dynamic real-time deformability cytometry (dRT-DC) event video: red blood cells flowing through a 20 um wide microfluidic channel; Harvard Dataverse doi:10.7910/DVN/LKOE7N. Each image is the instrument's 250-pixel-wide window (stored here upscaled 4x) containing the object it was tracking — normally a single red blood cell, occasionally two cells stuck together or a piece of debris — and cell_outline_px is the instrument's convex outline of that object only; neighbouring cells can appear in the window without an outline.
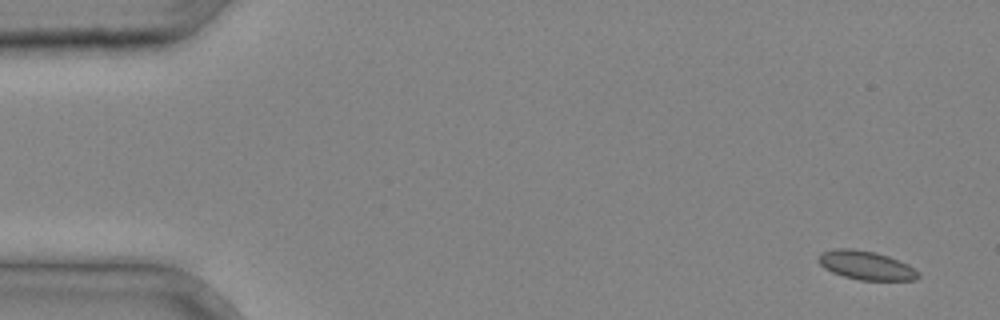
{"species": "common noctule bat (a hibernating species)", "species_latin": "Nyctalus noctula", "temperature_condition": "cold", "stored_images_in_passage": 36, "camera_frame_rate_fps": 3000, "um_per_image_px": 0.085, "animal": {"sex": "male", "body_mass_g": 20.4}, "frame": {"image": 1, "passage_image": 1, "time_ms": 0.0, "image_size_px": [1000, 320], "cell_outline_px": [[920, 276], [916, 280], [860, 280], [844, 276], [832, 272], [824, 268], [816, 260], [820, 252], [832, 248], [852, 248], [876, 252], [888, 256], [908, 264], [920, 272]], "centroid_in_image_um": [73.59, 22.54], "position_along_channel_um": 11.4, "area_um2": 16.99}}
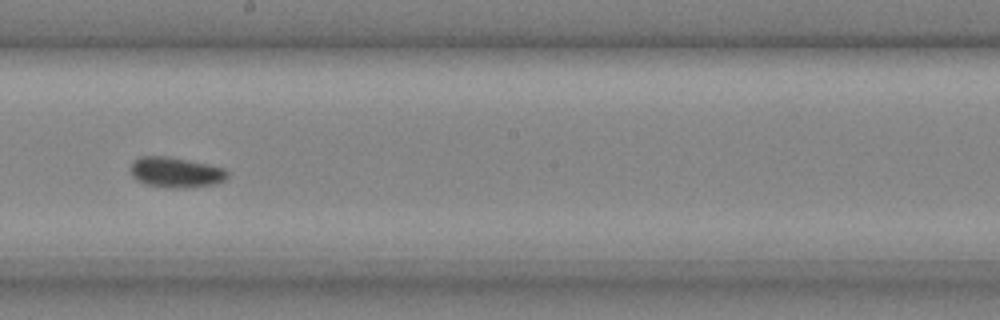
{"frame": {"image": 2, "passage_image": 21, "time_ms": 6.667, "image_size_px": [1000, 320], "cell_outline_px": [[228, 176], [224, 180], [216, 184], [184, 188], [172, 188], [148, 184], [136, 180], [132, 176], [128, 168], [132, 160], [140, 156], [168, 156], [208, 164], [224, 168], [228, 172]], "centroid_in_image_um": [14.9, 14.64], "position_along_channel_um": 233.3, "area_um2": 17.34}}
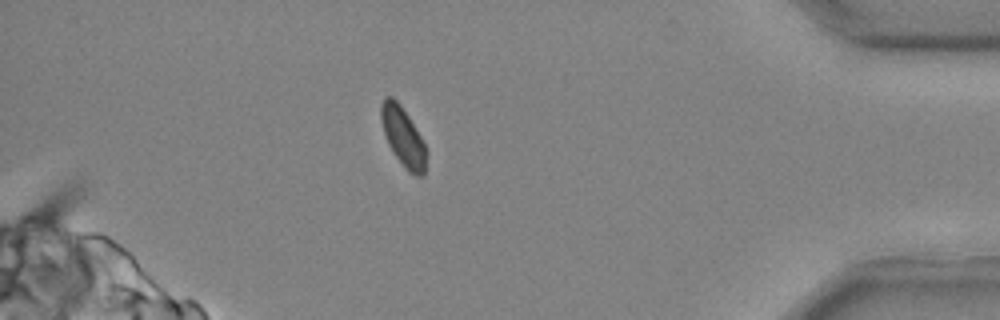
{"frame": {"image": 3, "passage_image": 33, "time_ms": 10.667, "image_size_px": [1000, 320], "cell_outline_px": [[428, 152], [424, 176], [416, 176], [408, 172], [404, 168], [388, 144], [384, 136], [380, 116], [380, 104], [384, 96], [392, 96], [400, 104], [408, 116], [420, 136]], "centroid_in_image_um": [34.25, 11.64], "position_along_channel_um": 400.9, "area_um2": 15.78}}